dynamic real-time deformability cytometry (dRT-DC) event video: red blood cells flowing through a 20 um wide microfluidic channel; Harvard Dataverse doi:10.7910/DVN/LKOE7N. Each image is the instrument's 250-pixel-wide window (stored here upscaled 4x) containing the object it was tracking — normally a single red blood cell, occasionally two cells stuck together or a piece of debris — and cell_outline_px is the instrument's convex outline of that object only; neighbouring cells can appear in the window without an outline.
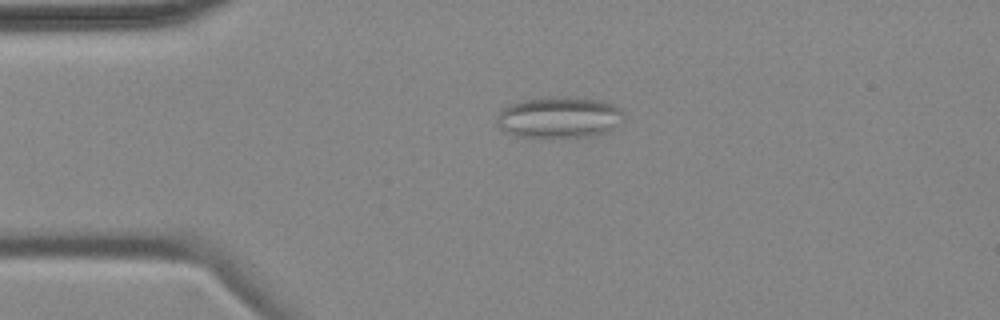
{"species": "common noctule bat (a hibernating species)", "species_latin": "Nyctalus noctula", "temperature_condition": "cold", "stored_images_in_passage": 4, "camera_frame_rate_fps": 3000, "um_per_image_px": 0.085, "animal": {"sex": "female", "body_mass_g": 18.4}, "frame": {"image": 1, "passage_image": 4, "time_ms": 3.667, "image_size_px": [1000, 320], "cell_outline_px": [[624, 120], [620, 124], [604, 132], [592, 136], [516, 136], [504, 132], [496, 124], [496, 116], [508, 104], [524, 100], [544, 96], [568, 96], [600, 100], [612, 104], [620, 108], [624, 112]], "centroid_in_image_um": [47.52, 9.94], "position_along_channel_um": 37.5, "area_um2": 30.69}}